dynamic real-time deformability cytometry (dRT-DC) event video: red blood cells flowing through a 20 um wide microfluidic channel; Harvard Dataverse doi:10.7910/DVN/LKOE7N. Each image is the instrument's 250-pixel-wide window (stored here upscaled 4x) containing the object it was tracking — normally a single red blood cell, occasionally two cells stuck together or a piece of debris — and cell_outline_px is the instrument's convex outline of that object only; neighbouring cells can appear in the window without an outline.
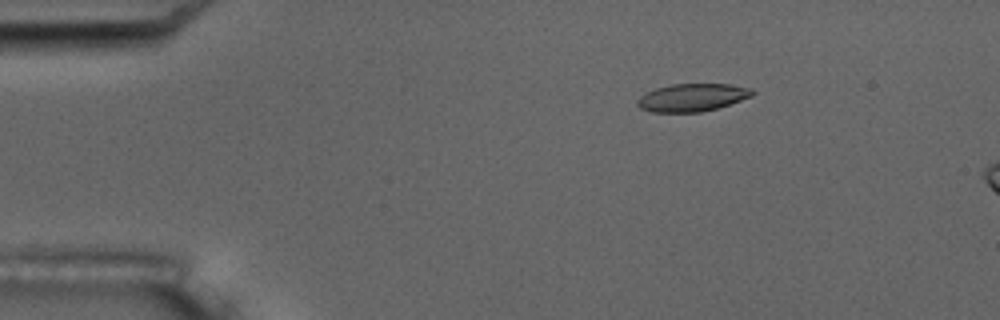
{"species": "common noctule bat (a hibernating species)", "species_latin": "Nyctalus noctula", "temperature_condition": "room temperature", "stored_images_in_passage": 5, "camera_frame_rate_fps": 3000, "um_per_image_px": 0.085, "animal": {"sex": "male", "body_mass_g": 17.5, "forearm_length_mm": 52.3}, "frame": {"image": 1, "passage_image": 3, "time_ms": 2.333, "image_size_px": [1000, 320], "cell_outline_px": [[756, 92], [752, 96], [716, 108], [700, 112], [652, 112], [640, 108], [636, 104], [636, 100], [640, 96], [656, 88], [672, 84], [732, 84], [752, 88]], "centroid_in_image_um": [58.84, 8.28], "position_along_channel_um": 26.2, "area_um2": 18.55}}